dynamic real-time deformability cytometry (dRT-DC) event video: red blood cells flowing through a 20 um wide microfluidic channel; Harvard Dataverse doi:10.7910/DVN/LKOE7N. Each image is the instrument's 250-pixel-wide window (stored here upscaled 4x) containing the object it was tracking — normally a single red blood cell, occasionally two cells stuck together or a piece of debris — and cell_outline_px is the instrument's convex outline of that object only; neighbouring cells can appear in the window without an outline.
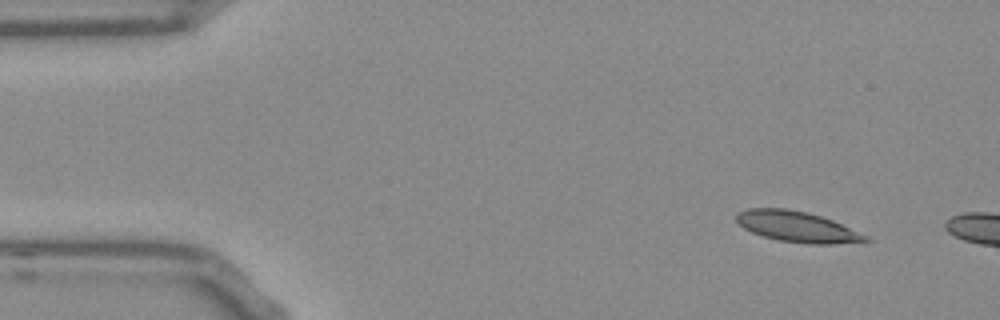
{"species": "Egyptian fruit bat (a non-hibernating species)", "species_latin": "Rousettus aegyptiacus", "temperature_condition": "room temperature", "stored_images_in_passage": 4, "camera_frame_rate_fps": 3000, "um_per_image_px": 0.085, "frame": {"image": 1, "passage_image": 1, "time_ms": 0.0, "image_size_px": [1000, 320], "cell_outline_px": [[872, 240], [832, 244], [808, 244], [780, 240], [764, 236], [752, 232], [744, 228], [736, 220], [736, 212], [748, 208], [784, 208], [808, 212], [832, 220], [868, 236]], "centroid_in_image_um": [67.73, 19.26], "position_along_channel_um": 17.3, "area_um2": 22.89}}